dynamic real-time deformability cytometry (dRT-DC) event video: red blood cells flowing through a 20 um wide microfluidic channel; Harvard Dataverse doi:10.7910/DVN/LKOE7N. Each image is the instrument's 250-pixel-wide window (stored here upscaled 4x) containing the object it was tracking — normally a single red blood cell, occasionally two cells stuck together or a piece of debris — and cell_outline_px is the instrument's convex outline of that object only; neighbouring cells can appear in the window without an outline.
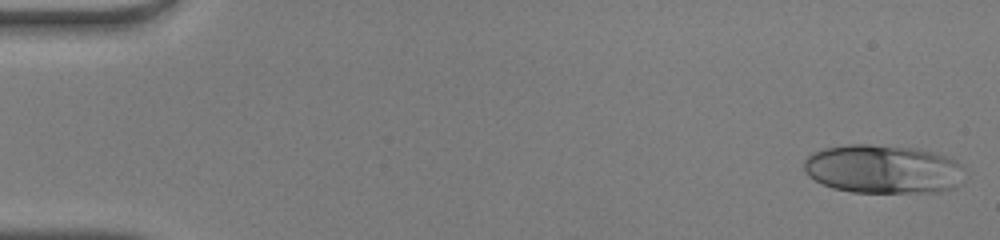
{"species": "human", "species_latin": "Homo sapiens", "temperature_condition": "warm", "stored_images_in_passage": 49, "camera_frame_rate_fps": 3000, "um_per_image_px": 0.085, "donor": {"sex": "male"}, "frame": {"image": 1, "passage_image": 1, "time_ms": 0.0, "image_size_px": [1000, 240], "cell_outline_px": [[964, 168], [956, 188], [940, 192], [852, 192], [832, 188], [808, 176], [804, 172], [804, 160], [812, 152], [824, 148], [848, 144], [868, 144], [916, 148], [932, 152], [956, 160]], "centroid_in_image_um": [75.03, 14.37], "position_along_channel_um": 10.0, "area_um2": 45.72}}
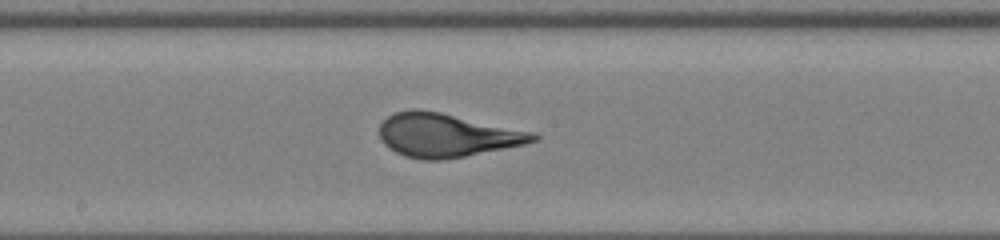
{"frame": {"image": 2, "passage_image": 26, "time_ms": 8.333, "image_size_px": [1000, 240], "cell_outline_px": [[540, 140], [524, 144], [444, 160], [424, 160], [404, 156], [396, 152], [384, 144], [380, 136], [380, 124], [388, 116], [396, 112], [412, 108], [416, 108], [440, 112], [536, 132], [540, 136]], "centroid_in_image_um": [37.99, 11.48], "position_along_channel_um": 210.2, "area_um2": 39.07}}
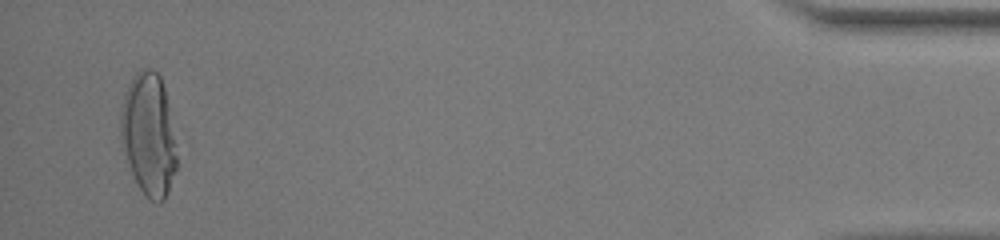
{"frame": {"image": 3, "passage_image": 47, "time_ms": 15.333, "image_size_px": [1000, 240], "cell_outline_px": [[176, 168], [168, 192], [164, 200], [160, 204], [148, 200], [140, 188], [132, 172], [120, 136], [120, 112], [124, 92], [132, 76], [140, 68], [148, 68], [156, 72], [160, 76], [164, 88], [168, 104], [176, 144]], "centroid_in_image_um": [12.63, 11.41], "position_along_channel_um": 422.6, "area_um2": 40.0}}